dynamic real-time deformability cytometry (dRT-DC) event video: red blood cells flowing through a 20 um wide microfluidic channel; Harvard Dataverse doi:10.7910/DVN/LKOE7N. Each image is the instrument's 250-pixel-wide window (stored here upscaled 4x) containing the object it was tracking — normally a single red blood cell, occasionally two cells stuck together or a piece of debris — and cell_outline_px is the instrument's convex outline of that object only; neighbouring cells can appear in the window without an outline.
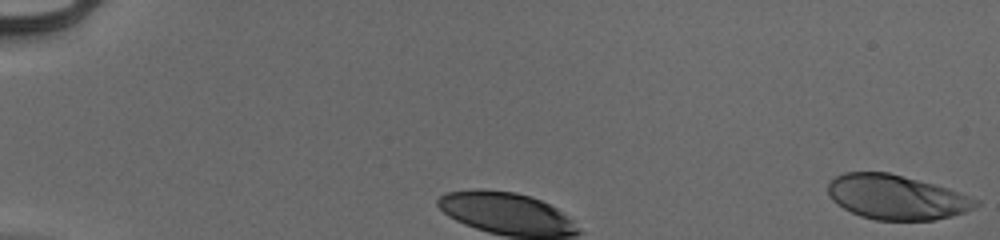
{"species": "human", "species_latin": "Homo sapiens", "temperature_condition": "cold", "stored_images_in_passage": 5, "camera_frame_rate_fps": 3000, "um_per_image_px": 0.085, "donor": {"sex": "male"}, "frame": {"image": 1, "passage_image": 1, "time_ms": 0.0, "image_size_px": [1000, 240], "cell_outline_px": [[980, 204], [964, 212], [952, 216], [936, 220], [876, 220], [860, 216], [836, 204], [828, 196], [828, 184], [836, 176], [844, 172], [888, 172], [948, 188], [980, 200]], "centroid_in_image_um": [76.19, 16.76], "position_along_channel_um": 8.8, "area_um2": 38.32}}